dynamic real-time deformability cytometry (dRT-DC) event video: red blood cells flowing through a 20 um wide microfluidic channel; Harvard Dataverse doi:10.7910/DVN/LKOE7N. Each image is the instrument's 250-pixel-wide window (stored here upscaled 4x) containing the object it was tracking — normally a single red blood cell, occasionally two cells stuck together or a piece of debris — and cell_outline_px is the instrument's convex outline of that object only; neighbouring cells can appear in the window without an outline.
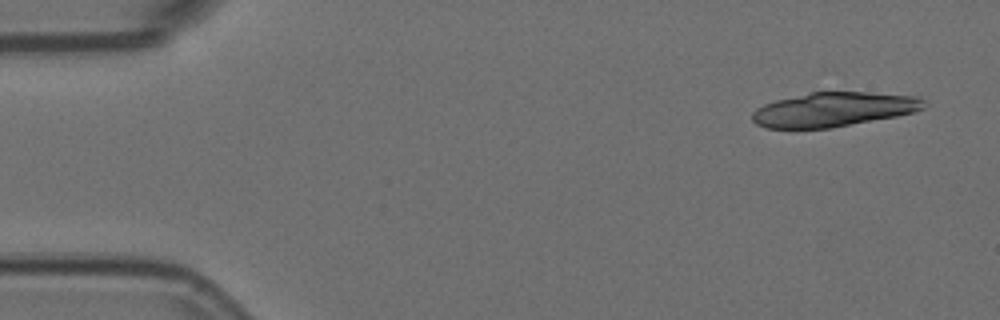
{"species": "Egyptian fruit bat (a non-hibernating species)", "species_latin": "Rousettus aegyptiacus", "temperature_condition": "room temperature", "stored_images_in_passage": 4, "camera_frame_rate_fps": 3000, "um_per_image_px": 0.085, "animal": {"sex": "female"}, "frame": {"image": 1, "passage_image": 1, "time_ms": 0.0, "image_size_px": [1000, 320], "cell_outline_px": [[928, 104], [924, 108], [912, 112], [896, 116], [832, 128], [764, 128], [756, 124], [752, 120], [752, 112], [756, 108], [764, 104], [776, 100], [808, 92], [868, 92], [920, 96]], "centroid_in_image_um": [70.86, 9.3], "position_along_channel_um": 14.1, "area_um2": 34.56}}